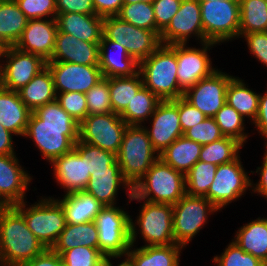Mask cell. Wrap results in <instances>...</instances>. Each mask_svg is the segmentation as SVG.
<instances>
[{"label":"cell","instance_id":"23","mask_svg":"<svg viewBox=\"0 0 267 266\" xmlns=\"http://www.w3.org/2000/svg\"><path fill=\"white\" fill-rule=\"evenodd\" d=\"M48 62L99 65V43L85 42L58 30L55 49Z\"/></svg>","mask_w":267,"mask_h":266},{"label":"cell","instance_id":"42","mask_svg":"<svg viewBox=\"0 0 267 266\" xmlns=\"http://www.w3.org/2000/svg\"><path fill=\"white\" fill-rule=\"evenodd\" d=\"M217 165L198 161L185 175L186 194L205 196L214 181Z\"/></svg>","mask_w":267,"mask_h":266},{"label":"cell","instance_id":"50","mask_svg":"<svg viewBox=\"0 0 267 266\" xmlns=\"http://www.w3.org/2000/svg\"><path fill=\"white\" fill-rule=\"evenodd\" d=\"M181 2L182 0H154L152 2L156 21V33L159 36L178 12Z\"/></svg>","mask_w":267,"mask_h":266},{"label":"cell","instance_id":"33","mask_svg":"<svg viewBox=\"0 0 267 266\" xmlns=\"http://www.w3.org/2000/svg\"><path fill=\"white\" fill-rule=\"evenodd\" d=\"M202 145L184 135L167 147L159 158L184 175L199 161Z\"/></svg>","mask_w":267,"mask_h":266},{"label":"cell","instance_id":"12","mask_svg":"<svg viewBox=\"0 0 267 266\" xmlns=\"http://www.w3.org/2000/svg\"><path fill=\"white\" fill-rule=\"evenodd\" d=\"M249 172L243 167L240 155L233 161L218 165L213 183L206 197L218 210L239 200L251 190Z\"/></svg>","mask_w":267,"mask_h":266},{"label":"cell","instance_id":"40","mask_svg":"<svg viewBox=\"0 0 267 266\" xmlns=\"http://www.w3.org/2000/svg\"><path fill=\"white\" fill-rule=\"evenodd\" d=\"M74 149L85 159L87 174L100 171H121L116 155L110 151L78 141Z\"/></svg>","mask_w":267,"mask_h":266},{"label":"cell","instance_id":"44","mask_svg":"<svg viewBox=\"0 0 267 266\" xmlns=\"http://www.w3.org/2000/svg\"><path fill=\"white\" fill-rule=\"evenodd\" d=\"M217 266H263L259 258L246 253L236 242L231 240L220 255H215L212 260Z\"/></svg>","mask_w":267,"mask_h":266},{"label":"cell","instance_id":"47","mask_svg":"<svg viewBox=\"0 0 267 266\" xmlns=\"http://www.w3.org/2000/svg\"><path fill=\"white\" fill-rule=\"evenodd\" d=\"M184 136L200 145H206L224 137L214 118L206 117L202 122L188 129Z\"/></svg>","mask_w":267,"mask_h":266},{"label":"cell","instance_id":"56","mask_svg":"<svg viewBox=\"0 0 267 266\" xmlns=\"http://www.w3.org/2000/svg\"><path fill=\"white\" fill-rule=\"evenodd\" d=\"M96 15L100 17L117 16L123 6V0H92Z\"/></svg>","mask_w":267,"mask_h":266},{"label":"cell","instance_id":"39","mask_svg":"<svg viewBox=\"0 0 267 266\" xmlns=\"http://www.w3.org/2000/svg\"><path fill=\"white\" fill-rule=\"evenodd\" d=\"M244 145L237 139L224 136L212 143L202 145L199 161L221 165L235 160Z\"/></svg>","mask_w":267,"mask_h":266},{"label":"cell","instance_id":"11","mask_svg":"<svg viewBox=\"0 0 267 266\" xmlns=\"http://www.w3.org/2000/svg\"><path fill=\"white\" fill-rule=\"evenodd\" d=\"M103 36L107 40L120 43L138 63L162 45L160 36L154 31L136 27L118 16L103 19Z\"/></svg>","mask_w":267,"mask_h":266},{"label":"cell","instance_id":"3","mask_svg":"<svg viewBox=\"0 0 267 266\" xmlns=\"http://www.w3.org/2000/svg\"><path fill=\"white\" fill-rule=\"evenodd\" d=\"M176 44L161 45L149 57L139 62L143 86L161 101L175 100L184 95L177 79Z\"/></svg>","mask_w":267,"mask_h":266},{"label":"cell","instance_id":"41","mask_svg":"<svg viewBox=\"0 0 267 266\" xmlns=\"http://www.w3.org/2000/svg\"><path fill=\"white\" fill-rule=\"evenodd\" d=\"M213 118L224 136L235 138L243 145L248 142L249 133L245 132L246 119L232 106L225 103Z\"/></svg>","mask_w":267,"mask_h":266},{"label":"cell","instance_id":"63","mask_svg":"<svg viewBox=\"0 0 267 266\" xmlns=\"http://www.w3.org/2000/svg\"><path fill=\"white\" fill-rule=\"evenodd\" d=\"M199 1H217V0H199ZM219 1H240V0H219Z\"/></svg>","mask_w":267,"mask_h":266},{"label":"cell","instance_id":"18","mask_svg":"<svg viewBox=\"0 0 267 266\" xmlns=\"http://www.w3.org/2000/svg\"><path fill=\"white\" fill-rule=\"evenodd\" d=\"M46 65L52 73L56 95L66 92L85 94L104 78L99 65L68 62H46Z\"/></svg>","mask_w":267,"mask_h":266},{"label":"cell","instance_id":"64","mask_svg":"<svg viewBox=\"0 0 267 266\" xmlns=\"http://www.w3.org/2000/svg\"><path fill=\"white\" fill-rule=\"evenodd\" d=\"M2 54L3 52L0 50V59H2ZM0 65H1V60H0Z\"/></svg>","mask_w":267,"mask_h":266},{"label":"cell","instance_id":"58","mask_svg":"<svg viewBox=\"0 0 267 266\" xmlns=\"http://www.w3.org/2000/svg\"><path fill=\"white\" fill-rule=\"evenodd\" d=\"M13 136V133L6 130L3 125L0 124V155L16 154Z\"/></svg>","mask_w":267,"mask_h":266},{"label":"cell","instance_id":"49","mask_svg":"<svg viewBox=\"0 0 267 266\" xmlns=\"http://www.w3.org/2000/svg\"><path fill=\"white\" fill-rule=\"evenodd\" d=\"M56 100L79 124L88 115L86 96L80 92L58 93Z\"/></svg>","mask_w":267,"mask_h":266},{"label":"cell","instance_id":"1","mask_svg":"<svg viewBox=\"0 0 267 266\" xmlns=\"http://www.w3.org/2000/svg\"><path fill=\"white\" fill-rule=\"evenodd\" d=\"M24 138H31L42 158L51 164L74 149L79 123L55 100L31 113Z\"/></svg>","mask_w":267,"mask_h":266},{"label":"cell","instance_id":"14","mask_svg":"<svg viewBox=\"0 0 267 266\" xmlns=\"http://www.w3.org/2000/svg\"><path fill=\"white\" fill-rule=\"evenodd\" d=\"M1 61L0 86L15 92L23 88L46 66V61L40 56L22 52L14 46H8L2 54Z\"/></svg>","mask_w":267,"mask_h":266},{"label":"cell","instance_id":"19","mask_svg":"<svg viewBox=\"0 0 267 266\" xmlns=\"http://www.w3.org/2000/svg\"><path fill=\"white\" fill-rule=\"evenodd\" d=\"M149 123L151 127L143 126L147 131L153 149L161 154L176 139L184 135L178 113V98L160 101L150 117Z\"/></svg>","mask_w":267,"mask_h":266},{"label":"cell","instance_id":"5","mask_svg":"<svg viewBox=\"0 0 267 266\" xmlns=\"http://www.w3.org/2000/svg\"><path fill=\"white\" fill-rule=\"evenodd\" d=\"M133 194L147 202L174 205L186 194L185 175L158 158L133 187Z\"/></svg>","mask_w":267,"mask_h":266},{"label":"cell","instance_id":"10","mask_svg":"<svg viewBox=\"0 0 267 266\" xmlns=\"http://www.w3.org/2000/svg\"><path fill=\"white\" fill-rule=\"evenodd\" d=\"M218 211L206 197L185 194L173 205L175 243L185 248L203 230L209 216Z\"/></svg>","mask_w":267,"mask_h":266},{"label":"cell","instance_id":"51","mask_svg":"<svg viewBox=\"0 0 267 266\" xmlns=\"http://www.w3.org/2000/svg\"><path fill=\"white\" fill-rule=\"evenodd\" d=\"M239 38H245L250 54L267 67V31L239 34Z\"/></svg>","mask_w":267,"mask_h":266},{"label":"cell","instance_id":"6","mask_svg":"<svg viewBox=\"0 0 267 266\" xmlns=\"http://www.w3.org/2000/svg\"><path fill=\"white\" fill-rule=\"evenodd\" d=\"M159 158L144 126L127 125L116 159L124 178L134 187Z\"/></svg>","mask_w":267,"mask_h":266},{"label":"cell","instance_id":"28","mask_svg":"<svg viewBox=\"0 0 267 266\" xmlns=\"http://www.w3.org/2000/svg\"><path fill=\"white\" fill-rule=\"evenodd\" d=\"M182 249L184 248L178 244L140 246L138 248L131 245L126 257L133 266H180Z\"/></svg>","mask_w":267,"mask_h":266},{"label":"cell","instance_id":"22","mask_svg":"<svg viewBox=\"0 0 267 266\" xmlns=\"http://www.w3.org/2000/svg\"><path fill=\"white\" fill-rule=\"evenodd\" d=\"M51 164L55 182L64 189L65 195L85 190L90 174H87L85 159L75 149L59 156Z\"/></svg>","mask_w":267,"mask_h":266},{"label":"cell","instance_id":"25","mask_svg":"<svg viewBox=\"0 0 267 266\" xmlns=\"http://www.w3.org/2000/svg\"><path fill=\"white\" fill-rule=\"evenodd\" d=\"M119 189L125 190L127 198L130 199L133 187L124 178L122 171H100L90 175L84 191L91 194L103 206H115Z\"/></svg>","mask_w":267,"mask_h":266},{"label":"cell","instance_id":"13","mask_svg":"<svg viewBox=\"0 0 267 266\" xmlns=\"http://www.w3.org/2000/svg\"><path fill=\"white\" fill-rule=\"evenodd\" d=\"M126 122L116 113L87 115L79 124V141L118 154Z\"/></svg>","mask_w":267,"mask_h":266},{"label":"cell","instance_id":"55","mask_svg":"<svg viewBox=\"0 0 267 266\" xmlns=\"http://www.w3.org/2000/svg\"><path fill=\"white\" fill-rule=\"evenodd\" d=\"M253 124L258 134L266 140L264 146H267V91L260 93L258 114Z\"/></svg>","mask_w":267,"mask_h":266},{"label":"cell","instance_id":"43","mask_svg":"<svg viewBox=\"0 0 267 266\" xmlns=\"http://www.w3.org/2000/svg\"><path fill=\"white\" fill-rule=\"evenodd\" d=\"M117 16L136 27L156 33V21L152 3L123 4Z\"/></svg>","mask_w":267,"mask_h":266},{"label":"cell","instance_id":"45","mask_svg":"<svg viewBox=\"0 0 267 266\" xmlns=\"http://www.w3.org/2000/svg\"><path fill=\"white\" fill-rule=\"evenodd\" d=\"M63 266H102L105 256L99 248L78 246L61 254Z\"/></svg>","mask_w":267,"mask_h":266},{"label":"cell","instance_id":"30","mask_svg":"<svg viewBox=\"0 0 267 266\" xmlns=\"http://www.w3.org/2000/svg\"><path fill=\"white\" fill-rule=\"evenodd\" d=\"M17 92L21 100L32 112L46 103L55 101L57 95L49 67L46 65Z\"/></svg>","mask_w":267,"mask_h":266},{"label":"cell","instance_id":"62","mask_svg":"<svg viewBox=\"0 0 267 266\" xmlns=\"http://www.w3.org/2000/svg\"><path fill=\"white\" fill-rule=\"evenodd\" d=\"M8 46L0 39V50L4 52Z\"/></svg>","mask_w":267,"mask_h":266},{"label":"cell","instance_id":"7","mask_svg":"<svg viewBox=\"0 0 267 266\" xmlns=\"http://www.w3.org/2000/svg\"><path fill=\"white\" fill-rule=\"evenodd\" d=\"M28 205L27 201L14 205L24 216L27 227L46 249H51L65 229L64 209L54 197H41ZM29 206V207H28Z\"/></svg>","mask_w":267,"mask_h":266},{"label":"cell","instance_id":"61","mask_svg":"<svg viewBox=\"0 0 267 266\" xmlns=\"http://www.w3.org/2000/svg\"><path fill=\"white\" fill-rule=\"evenodd\" d=\"M10 205L0 196V212L8 208Z\"/></svg>","mask_w":267,"mask_h":266},{"label":"cell","instance_id":"26","mask_svg":"<svg viewBox=\"0 0 267 266\" xmlns=\"http://www.w3.org/2000/svg\"><path fill=\"white\" fill-rule=\"evenodd\" d=\"M103 17L82 13H59L58 30L89 43H100L103 37Z\"/></svg>","mask_w":267,"mask_h":266},{"label":"cell","instance_id":"59","mask_svg":"<svg viewBox=\"0 0 267 266\" xmlns=\"http://www.w3.org/2000/svg\"><path fill=\"white\" fill-rule=\"evenodd\" d=\"M111 259H116V257H108L105 258L102 266H114L113 263L111 262ZM116 266V265H115ZM117 266H133V264L131 263V261L125 256L123 257L122 262L120 261L119 264H117Z\"/></svg>","mask_w":267,"mask_h":266},{"label":"cell","instance_id":"21","mask_svg":"<svg viewBox=\"0 0 267 266\" xmlns=\"http://www.w3.org/2000/svg\"><path fill=\"white\" fill-rule=\"evenodd\" d=\"M16 154L0 155V196L10 205L22 203L33 179Z\"/></svg>","mask_w":267,"mask_h":266},{"label":"cell","instance_id":"46","mask_svg":"<svg viewBox=\"0 0 267 266\" xmlns=\"http://www.w3.org/2000/svg\"><path fill=\"white\" fill-rule=\"evenodd\" d=\"M85 96L89 115L113 112L109 93V78L101 79L85 93Z\"/></svg>","mask_w":267,"mask_h":266},{"label":"cell","instance_id":"20","mask_svg":"<svg viewBox=\"0 0 267 266\" xmlns=\"http://www.w3.org/2000/svg\"><path fill=\"white\" fill-rule=\"evenodd\" d=\"M57 31L56 18L29 19L21 38L14 47L22 52L40 56L48 62L55 49Z\"/></svg>","mask_w":267,"mask_h":266},{"label":"cell","instance_id":"9","mask_svg":"<svg viewBox=\"0 0 267 266\" xmlns=\"http://www.w3.org/2000/svg\"><path fill=\"white\" fill-rule=\"evenodd\" d=\"M204 42L221 44L239 39V1H200Z\"/></svg>","mask_w":267,"mask_h":266},{"label":"cell","instance_id":"35","mask_svg":"<svg viewBox=\"0 0 267 266\" xmlns=\"http://www.w3.org/2000/svg\"><path fill=\"white\" fill-rule=\"evenodd\" d=\"M28 20L15 0H0V39L7 46H15Z\"/></svg>","mask_w":267,"mask_h":266},{"label":"cell","instance_id":"52","mask_svg":"<svg viewBox=\"0 0 267 266\" xmlns=\"http://www.w3.org/2000/svg\"><path fill=\"white\" fill-rule=\"evenodd\" d=\"M178 113L183 134L206 118L205 114L188 102L183 96L178 98Z\"/></svg>","mask_w":267,"mask_h":266},{"label":"cell","instance_id":"34","mask_svg":"<svg viewBox=\"0 0 267 266\" xmlns=\"http://www.w3.org/2000/svg\"><path fill=\"white\" fill-rule=\"evenodd\" d=\"M260 94L250 89L243 79L234 76L226 89V103L253 123L259 109Z\"/></svg>","mask_w":267,"mask_h":266},{"label":"cell","instance_id":"57","mask_svg":"<svg viewBox=\"0 0 267 266\" xmlns=\"http://www.w3.org/2000/svg\"><path fill=\"white\" fill-rule=\"evenodd\" d=\"M20 266H63V262L61 255L51 249H46L42 254L22 263Z\"/></svg>","mask_w":267,"mask_h":266},{"label":"cell","instance_id":"24","mask_svg":"<svg viewBox=\"0 0 267 266\" xmlns=\"http://www.w3.org/2000/svg\"><path fill=\"white\" fill-rule=\"evenodd\" d=\"M99 67L104 78L135 75L139 63L131 57L120 43L107 40L99 43Z\"/></svg>","mask_w":267,"mask_h":266},{"label":"cell","instance_id":"17","mask_svg":"<svg viewBox=\"0 0 267 266\" xmlns=\"http://www.w3.org/2000/svg\"><path fill=\"white\" fill-rule=\"evenodd\" d=\"M233 77L217 68L210 76L187 88L183 97L206 117L213 118L226 103V89Z\"/></svg>","mask_w":267,"mask_h":266},{"label":"cell","instance_id":"36","mask_svg":"<svg viewBox=\"0 0 267 266\" xmlns=\"http://www.w3.org/2000/svg\"><path fill=\"white\" fill-rule=\"evenodd\" d=\"M143 87L139 71L132 76L109 77V93L113 113L120 115Z\"/></svg>","mask_w":267,"mask_h":266},{"label":"cell","instance_id":"15","mask_svg":"<svg viewBox=\"0 0 267 266\" xmlns=\"http://www.w3.org/2000/svg\"><path fill=\"white\" fill-rule=\"evenodd\" d=\"M188 45L176 44L177 79L184 91L217 70L212 65V58L208 54L212 47L218 45L217 43L206 41L201 43L200 48L188 47Z\"/></svg>","mask_w":267,"mask_h":266},{"label":"cell","instance_id":"60","mask_svg":"<svg viewBox=\"0 0 267 266\" xmlns=\"http://www.w3.org/2000/svg\"><path fill=\"white\" fill-rule=\"evenodd\" d=\"M154 0H123L124 4H131V3H138V2H145V3H152Z\"/></svg>","mask_w":267,"mask_h":266},{"label":"cell","instance_id":"31","mask_svg":"<svg viewBox=\"0 0 267 266\" xmlns=\"http://www.w3.org/2000/svg\"><path fill=\"white\" fill-rule=\"evenodd\" d=\"M234 242L246 253L267 262V218L258 217L238 228Z\"/></svg>","mask_w":267,"mask_h":266},{"label":"cell","instance_id":"37","mask_svg":"<svg viewBox=\"0 0 267 266\" xmlns=\"http://www.w3.org/2000/svg\"><path fill=\"white\" fill-rule=\"evenodd\" d=\"M161 100L148 88L142 87L119 115L127 125L143 126Z\"/></svg>","mask_w":267,"mask_h":266},{"label":"cell","instance_id":"27","mask_svg":"<svg viewBox=\"0 0 267 266\" xmlns=\"http://www.w3.org/2000/svg\"><path fill=\"white\" fill-rule=\"evenodd\" d=\"M31 113L18 92L0 86V124L6 130L24 137Z\"/></svg>","mask_w":267,"mask_h":266},{"label":"cell","instance_id":"2","mask_svg":"<svg viewBox=\"0 0 267 266\" xmlns=\"http://www.w3.org/2000/svg\"><path fill=\"white\" fill-rule=\"evenodd\" d=\"M45 250L27 227L23 214L14 205L0 212L1 266H20Z\"/></svg>","mask_w":267,"mask_h":266},{"label":"cell","instance_id":"48","mask_svg":"<svg viewBox=\"0 0 267 266\" xmlns=\"http://www.w3.org/2000/svg\"><path fill=\"white\" fill-rule=\"evenodd\" d=\"M28 19H54L57 16L56 0H15Z\"/></svg>","mask_w":267,"mask_h":266},{"label":"cell","instance_id":"29","mask_svg":"<svg viewBox=\"0 0 267 266\" xmlns=\"http://www.w3.org/2000/svg\"><path fill=\"white\" fill-rule=\"evenodd\" d=\"M56 198L64 209L67 224L95 221L104 207L97 199L85 191H78Z\"/></svg>","mask_w":267,"mask_h":266},{"label":"cell","instance_id":"4","mask_svg":"<svg viewBox=\"0 0 267 266\" xmlns=\"http://www.w3.org/2000/svg\"><path fill=\"white\" fill-rule=\"evenodd\" d=\"M142 202L139 215L133 221L130 216V241L135 245L138 234L144 246L176 244L173 233V205L151 203L138 199L134 194L128 201ZM138 227V228H137Z\"/></svg>","mask_w":267,"mask_h":266},{"label":"cell","instance_id":"32","mask_svg":"<svg viewBox=\"0 0 267 266\" xmlns=\"http://www.w3.org/2000/svg\"><path fill=\"white\" fill-rule=\"evenodd\" d=\"M78 246L99 248L98 230L95 221L67 224L58 236L51 250L61 255L64 251Z\"/></svg>","mask_w":267,"mask_h":266},{"label":"cell","instance_id":"54","mask_svg":"<svg viewBox=\"0 0 267 266\" xmlns=\"http://www.w3.org/2000/svg\"><path fill=\"white\" fill-rule=\"evenodd\" d=\"M264 148L265 152L262 158V165L257 167L256 171H251L250 173L252 175L257 173L259 175L258 177H260L256 183L251 180V193H257V196L260 195L261 197H265L264 199H267V146Z\"/></svg>","mask_w":267,"mask_h":266},{"label":"cell","instance_id":"53","mask_svg":"<svg viewBox=\"0 0 267 266\" xmlns=\"http://www.w3.org/2000/svg\"><path fill=\"white\" fill-rule=\"evenodd\" d=\"M57 14L82 13L96 15L92 0H56Z\"/></svg>","mask_w":267,"mask_h":266},{"label":"cell","instance_id":"8","mask_svg":"<svg viewBox=\"0 0 267 266\" xmlns=\"http://www.w3.org/2000/svg\"><path fill=\"white\" fill-rule=\"evenodd\" d=\"M130 216L121 206H104L96 216L99 250L106 257H125L131 247Z\"/></svg>","mask_w":267,"mask_h":266},{"label":"cell","instance_id":"38","mask_svg":"<svg viewBox=\"0 0 267 266\" xmlns=\"http://www.w3.org/2000/svg\"><path fill=\"white\" fill-rule=\"evenodd\" d=\"M239 34L267 31V2L240 0Z\"/></svg>","mask_w":267,"mask_h":266},{"label":"cell","instance_id":"16","mask_svg":"<svg viewBox=\"0 0 267 266\" xmlns=\"http://www.w3.org/2000/svg\"><path fill=\"white\" fill-rule=\"evenodd\" d=\"M192 37L199 40V44L204 42L200 1L182 0L178 12L160 33L161 44H187Z\"/></svg>","mask_w":267,"mask_h":266}]
</instances>
